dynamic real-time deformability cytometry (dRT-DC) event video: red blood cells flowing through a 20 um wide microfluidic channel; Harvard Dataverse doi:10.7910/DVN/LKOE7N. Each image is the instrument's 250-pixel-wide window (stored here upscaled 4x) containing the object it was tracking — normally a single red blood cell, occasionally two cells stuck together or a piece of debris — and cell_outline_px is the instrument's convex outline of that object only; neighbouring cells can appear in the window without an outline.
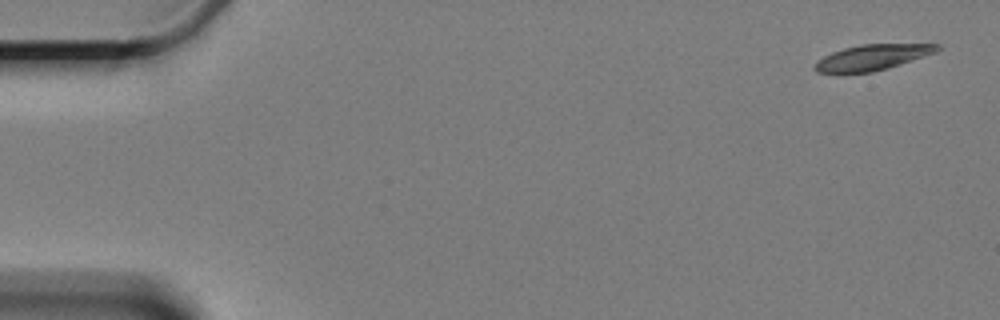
{"species": "Egyptian fruit bat (a non-hibernating species)", "species_latin": "Rousettus aegyptiacus", "temperature_condition": "cold", "stored_images_in_passage": 5, "camera_frame_rate_fps": 3000, "um_per_image_px": 0.085, "animal": {"sex": "female"}, "frame": {"image": 1, "passage_image": 1, "time_ms": 0.0, "image_size_px": [1000, 320], "cell_outline_px": [[940, 48], [936, 52], [888, 68], [872, 72], [840, 76], [816, 72], [812, 68], [824, 56], [832, 52], [844, 48], [860, 44], [940, 44]], "centroid_in_image_um": [74.05, 4.92], "position_along_channel_um": 11.0, "area_um2": 18.73}}
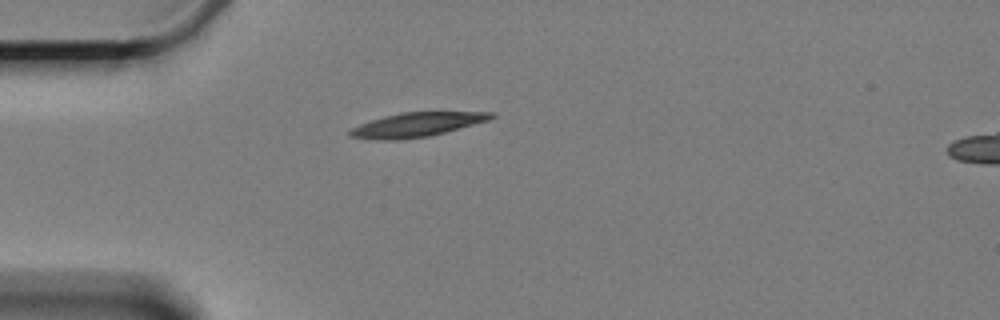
{"frame": {"image": 2, "passage_image": 5, "time_ms": 4.667, "image_size_px": [1000, 320], "cell_outline_px": [[496, 116], [488, 120], [444, 132], [428, 136], [400, 140], [376, 140], [348, 136], [348, 132], [352, 128], [360, 124], [384, 116], [400, 112], [492, 112]], "centroid_in_image_um": [35.37, 10.6], "position_along_channel_um": 49.6, "area_um2": 19.71}}